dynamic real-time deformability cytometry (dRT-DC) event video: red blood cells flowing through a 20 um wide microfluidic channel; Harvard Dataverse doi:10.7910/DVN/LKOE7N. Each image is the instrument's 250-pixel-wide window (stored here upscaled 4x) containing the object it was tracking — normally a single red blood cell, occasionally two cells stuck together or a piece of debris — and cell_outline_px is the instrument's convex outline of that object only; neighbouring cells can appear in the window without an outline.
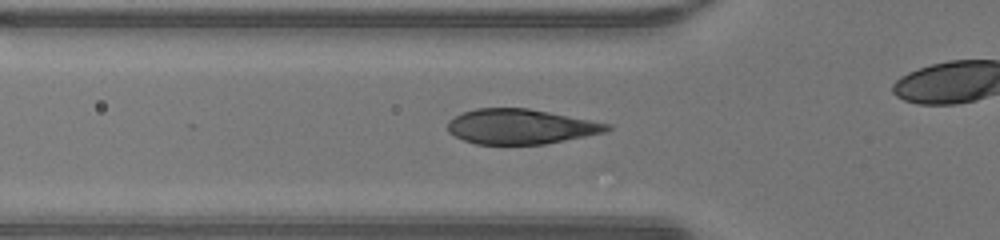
{"species": "human", "species_latin": "Homo sapiens", "temperature_condition": "warm", "stored_images_in_passage": 37, "camera_frame_rate_fps": 3000, "um_per_image_px": 0.085, "donor": {"sex": "male"}, "frame": {"image": 1, "passage_image": 15, "time_ms": 4.667, "image_size_px": [1000, 240], "cell_outline_px": [[612, 128], [604, 132], [544, 144], [476, 144], [464, 140], [448, 132], [448, 120], [464, 112], [476, 108], [528, 108], [612, 124]], "centroid_in_image_um": [44.24, 10.75], "position_along_channel_um": 81.6, "area_um2": 32.19}}
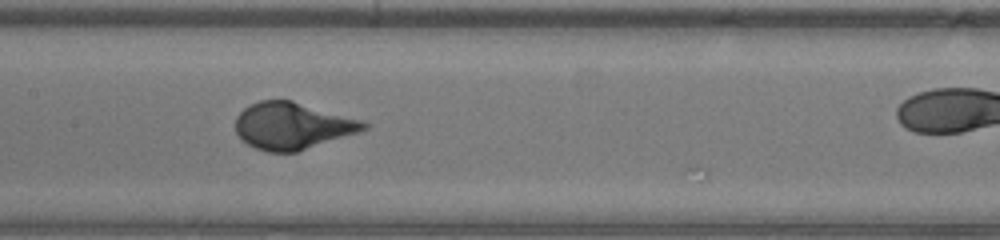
{"frame": {"image": 2, "passage_image": 22, "time_ms": 7.0, "image_size_px": [1000, 240], "cell_outline_px": [[368, 128], [296, 152], [268, 152], [256, 148], [248, 144], [236, 132], [236, 116], [244, 108], [260, 100], [292, 100], [364, 120], [368, 124]], "centroid_in_image_um": [24.85, 10.68], "position_along_channel_um": 182.6, "area_um2": 34.62}}
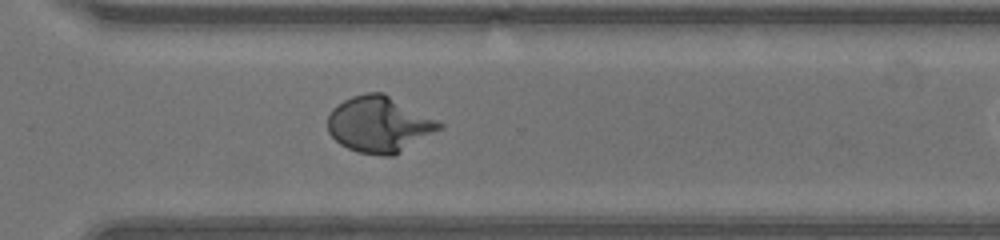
{"frame": {"image": 3, "passage_image": 33, "time_ms": 10.667, "image_size_px": [1000, 240], "cell_outline_px": [[444, 128], [400, 152], [392, 156], [380, 156], [360, 152], [348, 148], [340, 144], [328, 132], [328, 116], [332, 108], [344, 100], [352, 96], [364, 92], [384, 92], [440, 120], [444, 124]], "centroid_in_image_um": [32.28, 10.55], "position_along_channel_um": 338.3, "area_um2": 36.82}}